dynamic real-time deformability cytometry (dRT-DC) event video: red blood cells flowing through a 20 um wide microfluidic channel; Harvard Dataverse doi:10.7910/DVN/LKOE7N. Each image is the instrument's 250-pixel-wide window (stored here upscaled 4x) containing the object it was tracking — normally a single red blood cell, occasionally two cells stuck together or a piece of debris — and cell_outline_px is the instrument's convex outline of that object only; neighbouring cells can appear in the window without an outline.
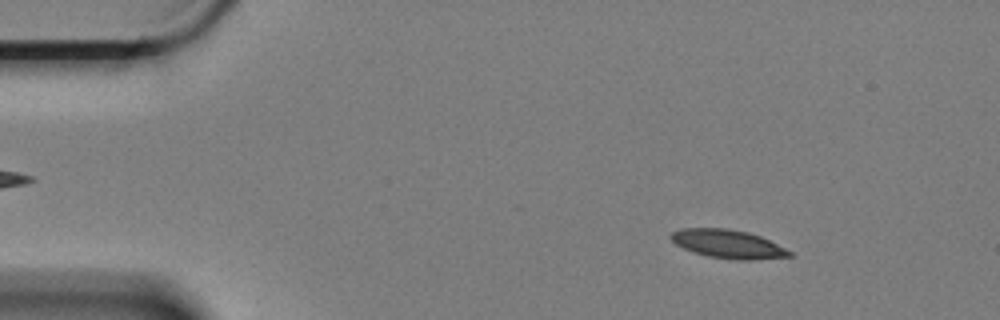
{"species": "Egyptian fruit bat (a non-hibernating species)", "species_latin": "Rousettus aegyptiacus", "temperature_condition": "cold", "stored_images_in_passage": 7, "camera_frame_rate_fps": 3000, "um_per_image_px": 0.085, "animal": {"sex": "female"}, "frame": {"image": 1, "passage_image": 2, "time_ms": 0.333, "image_size_px": [1000, 320], "cell_outline_px": [[792, 256], [752, 260], [740, 260], [708, 256], [692, 252], [676, 244], [668, 236], [672, 232], [680, 228], [728, 228], [748, 232], [760, 236], [792, 252]], "centroid_in_image_um": [61.84, 20.73], "position_along_channel_um": 23.2, "area_um2": 19.59}}
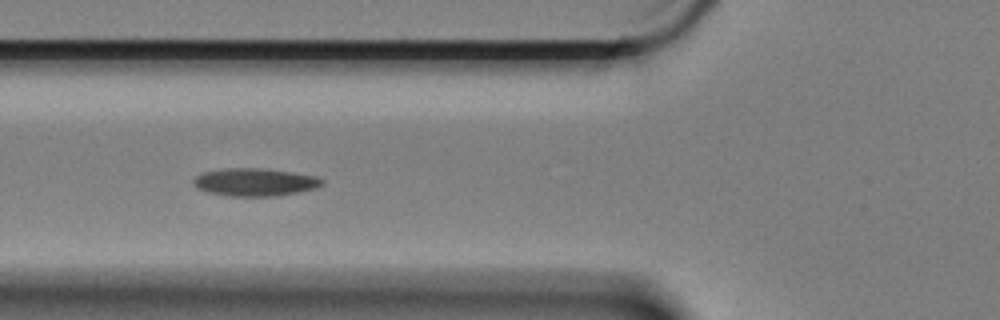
{"frame": {"image": 2, "passage_image": 6, "time_ms": 1.667, "image_size_px": [1000, 320], "cell_outline_px": [[324, 184], [316, 188], [276, 196], [228, 196], [208, 192], [196, 188], [192, 184], [192, 180], [196, 176], [204, 172], [228, 168], [260, 168], [292, 172], [316, 176], [324, 180]], "centroid_in_image_um": [21.65, 15.48], "position_along_channel_um": 104.1, "area_um2": 20.81}}
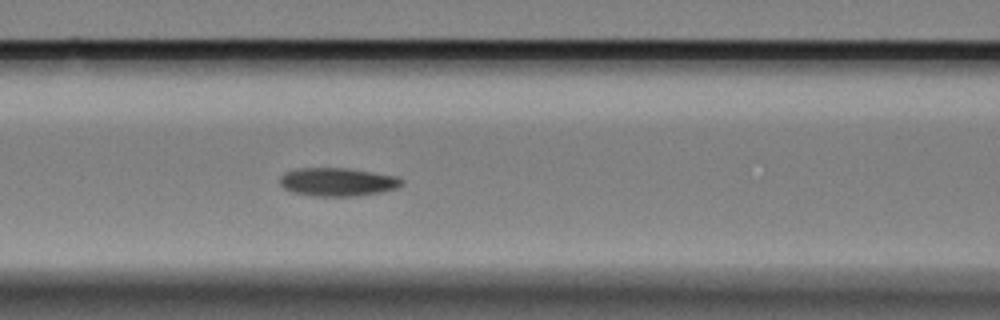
{"frame": {"image": 3, "passage_image": 7, "time_ms": 2.0, "image_size_px": [1000, 320], "cell_outline_px": [[404, 184], [396, 188], [380, 192], [356, 196], [312, 196], [292, 192], [284, 188], [280, 184], [280, 176], [284, 172], [300, 168], [348, 168], [396, 176], [404, 180]], "centroid_in_image_um": [28.68, 15.46], "position_along_channel_um": 137.9, "area_um2": 20.17}}